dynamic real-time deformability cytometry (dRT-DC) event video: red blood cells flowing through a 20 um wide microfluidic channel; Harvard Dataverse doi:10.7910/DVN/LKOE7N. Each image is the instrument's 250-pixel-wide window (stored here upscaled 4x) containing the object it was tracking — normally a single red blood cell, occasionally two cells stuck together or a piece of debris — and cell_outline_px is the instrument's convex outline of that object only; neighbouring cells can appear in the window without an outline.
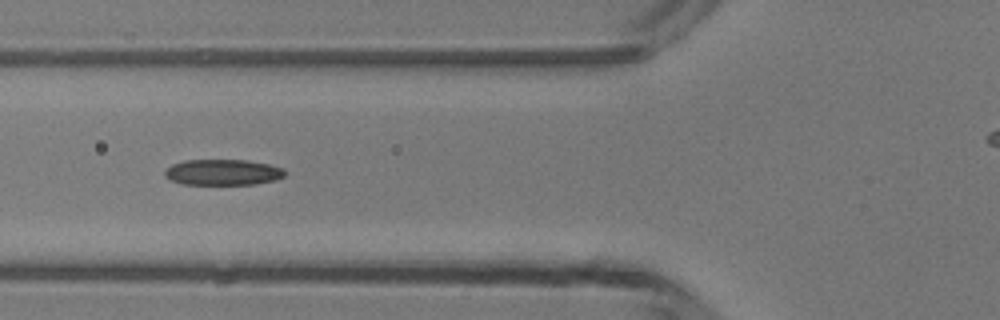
{"species": "common noctule bat (a hibernating species)", "species_latin": "Nyctalus noctula", "temperature_condition": "room temperature", "stored_images_in_passage": 5, "camera_frame_rate_fps": 3000, "um_per_image_px": 0.085, "animal": {"sex": "male", "body_mass_g": 13.3}, "frame": {"image": 1, "passage_image": 4, "time_ms": 3.333, "image_size_px": [1000, 320], "cell_outline_px": [[288, 172], [284, 176], [276, 180], [256, 184], [184, 184], [172, 180], [164, 176], [164, 172], [172, 164], [184, 160], [248, 160], [268, 164], [284, 168]], "centroid_in_image_um": [18.99, 14.64], "position_along_channel_um": 106.8, "area_um2": 18.15}}
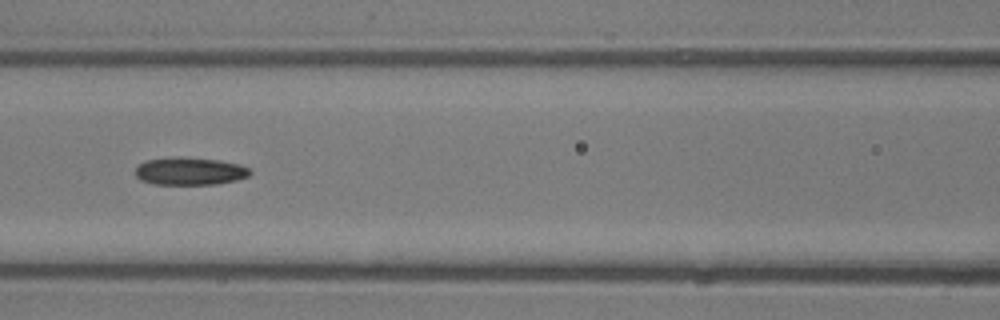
{"frame": {"image": 2, "passage_image": 5, "time_ms": 4.333, "image_size_px": [1000, 320], "cell_outline_px": [[252, 172], [248, 176], [236, 180], [216, 184], [152, 184], [140, 180], [136, 176], [136, 168], [140, 164], [148, 160], [176, 156], [180, 156], [220, 160], [240, 164], [248, 168]], "centroid_in_image_um": [16.14, 14.54], "position_along_channel_um": 150.5, "area_um2": 18.55}}